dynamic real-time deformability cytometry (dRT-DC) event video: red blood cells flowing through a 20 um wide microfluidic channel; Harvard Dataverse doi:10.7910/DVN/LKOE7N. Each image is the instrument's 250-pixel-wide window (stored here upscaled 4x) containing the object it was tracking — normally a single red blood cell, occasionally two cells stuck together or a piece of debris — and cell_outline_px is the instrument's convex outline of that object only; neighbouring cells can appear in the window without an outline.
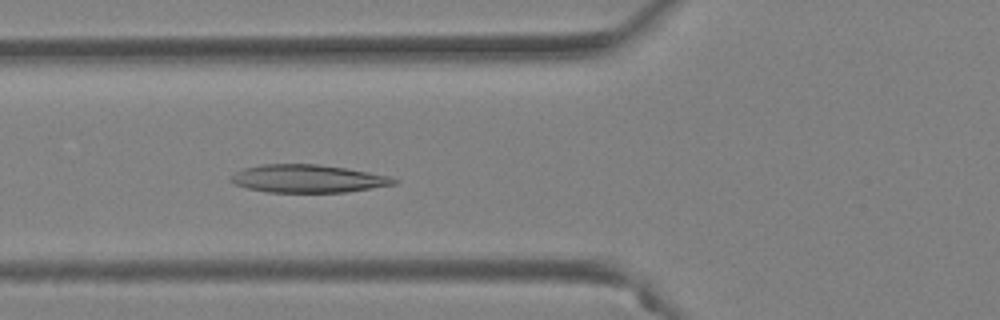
{"species": "Egyptian fruit bat (a non-hibernating species)", "species_latin": "Rousettus aegyptiacus", "temperature_condition": "warm", "stored_images_in_passage": 50, "camera_frame_rate_fps": 3000, "um_per_image_px": 0.085, "animal": {"sex": "female"}, "frame": {"image": 1, "passage_image": 19, "time_ms": 6.0, "image_size_px": [1000, 320], "cell_outline_px": [[400, 180], [396, 184], [348, 192], [268, 192], [248, 188], [236, 184], [228, 180], [228, 176], [244, 168], [264, 164], [316, 164], [344, 168], [368, 172], [388, 176]], "centroid_in_image_um": [26.16, 15.19], "position_along_channel_um": 99.6, "area_um2": 26.41}}
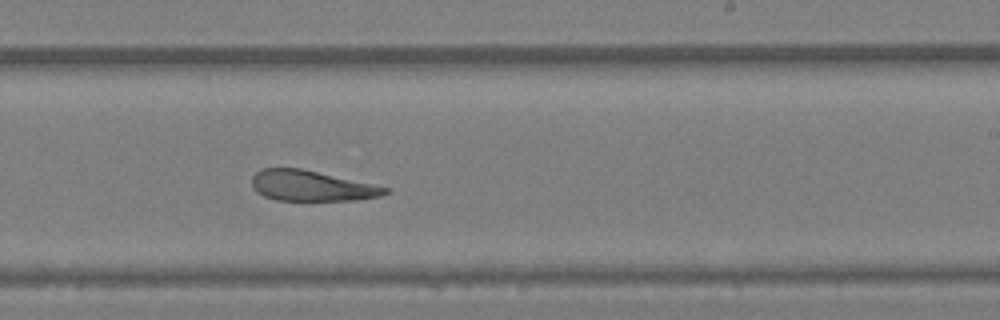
{"frame": {"image": 2, "passage_image": 31, "time_ms": 10.0, "image_size_px": [1000, 320], "cell_outline_px": [[388, 192], [380, 196], [356, 200], [276, 200], [264, 196], [256, 192], [252, 188], [252, 176], [256, 172], [264, 168], [300, 168], [388, 188]], "centroid_in_image_um": [26.4, 15.8], "position_along_channel_um": 262.6, "area_um2": 23.29}}
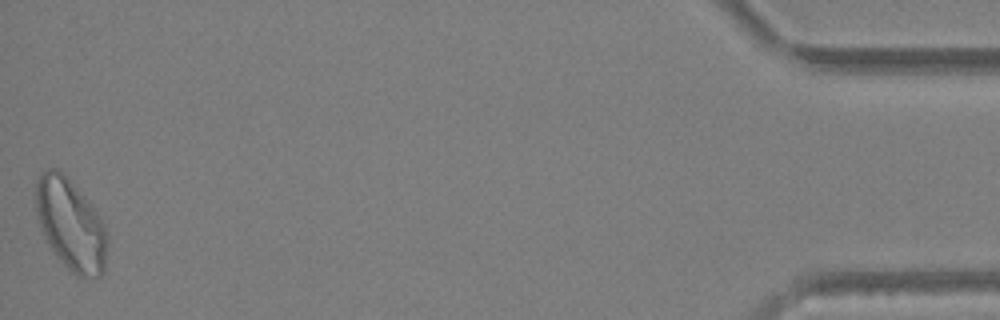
{"frame": {"image": 3, "passage_image": 50, "time_ms": 16.333, "image_size_px": [1000, 320], "cell_outline_px": [[108, 240], [104, 272], [100, 276], [76, 276], [64, 264], [52, 248], [44, 236], [40, 228], [36, 216], [36, 180], [44, 168], [56, 168], [92, 204], [100, 216], [108, 232]], "centroid_in_image_um": [6.02, 19.08], "position_along_channel_um": 429.2, "area_um2": 37.8}, "authors_computed_cell_mechanics": {"area_um2": 28.2353, "velocity_mm_per_s": 4.0806, "shape_relaxation_time_tau1_ms": null, "shape_relaxation_time_tau2_ms": 2.99, "deformation_change_tau1": null, "deformation_change_tau2": 0.1152}}